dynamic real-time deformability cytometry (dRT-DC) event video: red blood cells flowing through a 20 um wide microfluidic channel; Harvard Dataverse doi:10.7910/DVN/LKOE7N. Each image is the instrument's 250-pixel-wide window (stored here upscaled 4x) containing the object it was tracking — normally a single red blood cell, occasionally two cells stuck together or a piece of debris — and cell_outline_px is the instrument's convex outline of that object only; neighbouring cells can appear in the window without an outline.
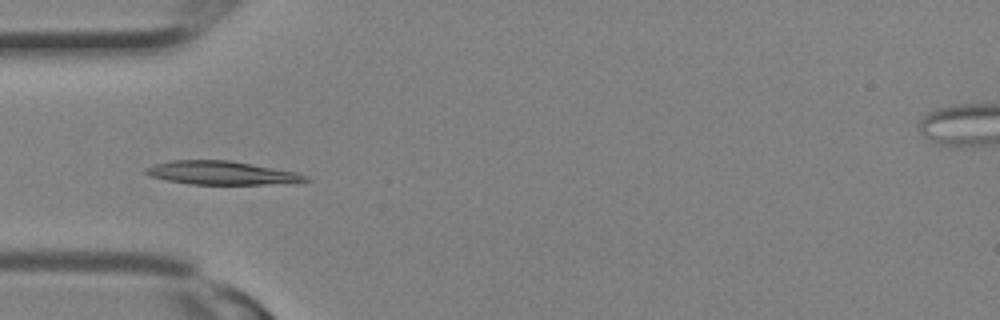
{"species": "Egyptian fruit bat (a non-hibernating species)", "species_latin": "Rousettus aegyptiacus", "temperature_condition": "room temperature", "stored_images_in_passage": 2, "camera_frame_rate_fps": 3000, "um_per_image_px": 0.085, "animal": {"sex": "female"}, "frame": {"image": 1, "passage_image": 2, "time_ms": 0.333, "image_size_px": [1000, 320], "cell_outline_px": [[312, 180], [264, 184], [192, 184], [168, 180], [148, 176], [144, 172], [144, 168], [152, 164], [168, 160], [228, 160], [252, 164], [296, 172], [308, 176]], "centroid_in_image_um": [18.74, 14.68], "position_along_channel_um": 66.3, "area_um2": 21.73}}